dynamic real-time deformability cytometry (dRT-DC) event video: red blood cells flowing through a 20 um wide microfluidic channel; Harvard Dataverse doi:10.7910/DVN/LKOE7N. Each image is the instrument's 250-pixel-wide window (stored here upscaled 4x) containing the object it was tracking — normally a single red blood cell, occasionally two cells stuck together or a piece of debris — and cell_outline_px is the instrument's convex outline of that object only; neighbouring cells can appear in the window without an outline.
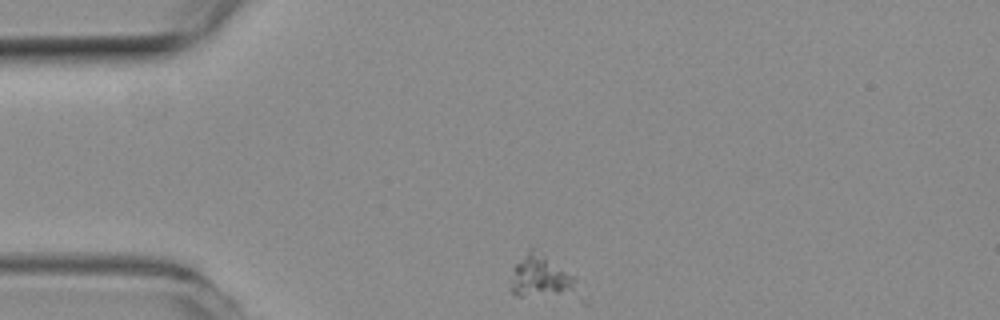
{"species": "common noctule bat (a hibernating species)", "species_latin": "Nyctalus noctula", "temperature_condition": "room temperature", "stored_images_in_passage": 47, "camera_frame_rate_fps": 3000, "um_per_image_px": 0.085, "animal": {"sex": "female", "body_mass_g": 19.3, "forearm_length_mm": 54.1}, "frame": {"image": 1, "passage_image": 1, "time_ms": 0.0, "image_size_px": [1000, 320], "cell_outline_px": [[576, 280], [572, 292], [520, 296], [516, 296], [512, 292], [512, 268], [532, 248], [544, 256], [572, 276]], "centroid_in_image_um": [45.88, 23.51], "position_along_channel_um": 39.1, "area_um2": 14.8}}
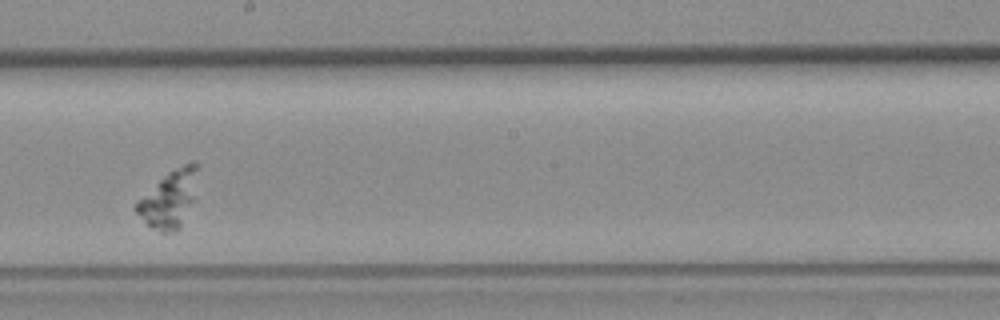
{"frame": {"image": 2, "passage_image": 21, "time_ms": 6.667, "image_size_px": [1000, 320], "cell_outline_px": [[200, 164], [196, 200], [180, 228], [172, 232], [160, 232], [152, 228], [132, 208], [168, 172], [192, 160], [196, 160]], "centroid_in_image_um": [14.51, 16.88], "position_along_channel_um": 233.7, "area_um2": 20.69}}
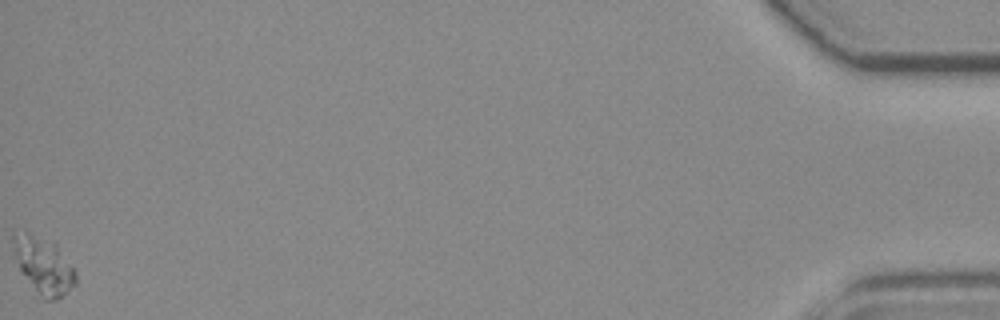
{"frame": {"image": 3, "passage_image": 47, "time_ms": 15.333, "image_size_px": [1000, 320], "cell_outline_px": [[76, 284], [56, 300], [44, 300], [20, 268], [16, 256], [12, 236], [12, 228], [24, 228], [56, 244], [76, 272]], "centroid_in_image_um": [3.68, 22.46], "position_along_channel_um": 431.5, "area_um2": 20.52}}